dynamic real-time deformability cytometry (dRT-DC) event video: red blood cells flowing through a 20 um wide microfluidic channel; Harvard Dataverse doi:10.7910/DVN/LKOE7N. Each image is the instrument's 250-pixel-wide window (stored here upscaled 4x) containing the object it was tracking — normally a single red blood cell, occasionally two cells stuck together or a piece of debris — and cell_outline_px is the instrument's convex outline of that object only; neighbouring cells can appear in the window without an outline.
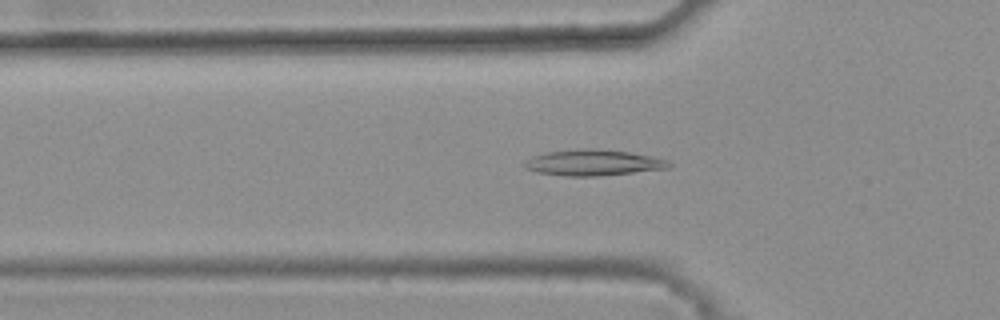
{"species": "common noctule bat (a hibernating species)", "species_latin": "Nyctalus noctula", "temperature_condition": "warm", "stored_images_in_passage": 39, "camera_frame_rate_fps": 3000, "um_per_image_px": 0.085, "animal": {"sex": "female", "body_mass_g": 25.1}, "frame": {"image": 1, "passage_image": 17, "time_ms": 5.333, "image_size_px": [1000, 320], "cell_outline_px": [[672, 168], [596, 176], [564, 176], [536, 172], [524, 168], [520, 164], [524, 160], [532, 156], [544, 152], [576, 148], [584, 148], [628, 152], [668, 160], [672, 164]], "centroid_in_image_um": [50.33, 13.83], "position_along_channel_um": 75.5, "area_um2": 22.02}}
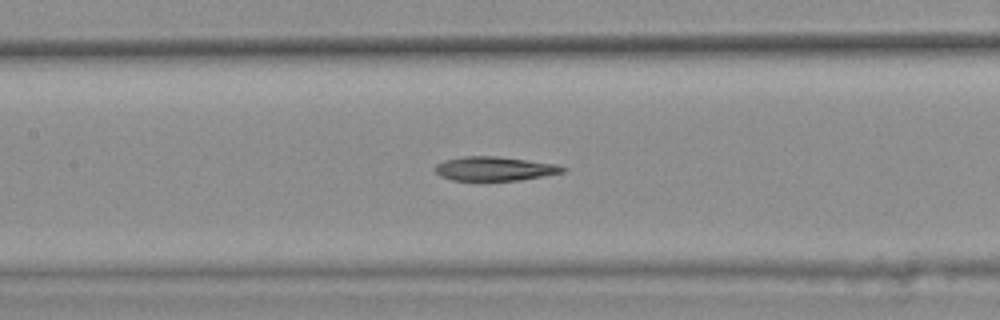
{"frame": {"image": 2, "passage_image": 24, "time_ms": 7.667, "image_size_px": [1000, 320], "cell_outline_px": [[568, 168], [564, 172], [520, 180], [452, 180], [440, 176], [436, 172], [436, 164], [444, 160], [464, 156], [496, 156], [556, 164]], "centroid_in_image_um": [42.04, 14.33], "position_along_channel_um": 165.4, "area_um2": 17.74}}
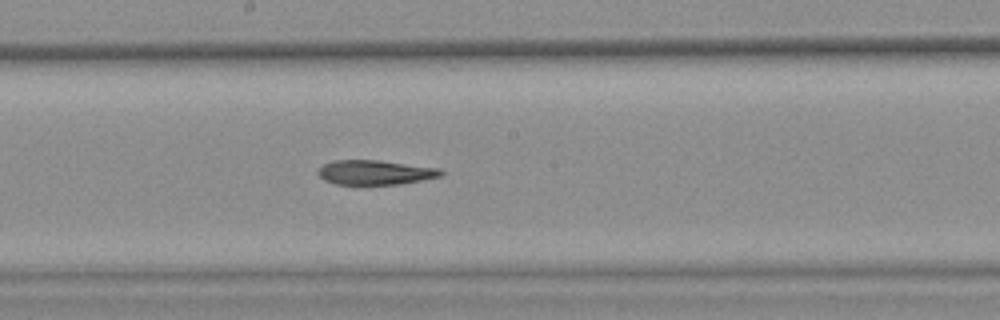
{"frame": {"image": 3, "passage_image": 28, "time_ms": 9.0, "image_size_px": [1000, 320], "cell_outline_px": [[444, 172], [440, 176], [400, 184], [336, 184], [324, 180], [316, 172], [324, 164], [336, 160], [380, 160], [440, 168]], "centroid_in_image_um": [31.89, 14.65], "position_along_channel_um": 216.3, "area_um2": 17.46}}